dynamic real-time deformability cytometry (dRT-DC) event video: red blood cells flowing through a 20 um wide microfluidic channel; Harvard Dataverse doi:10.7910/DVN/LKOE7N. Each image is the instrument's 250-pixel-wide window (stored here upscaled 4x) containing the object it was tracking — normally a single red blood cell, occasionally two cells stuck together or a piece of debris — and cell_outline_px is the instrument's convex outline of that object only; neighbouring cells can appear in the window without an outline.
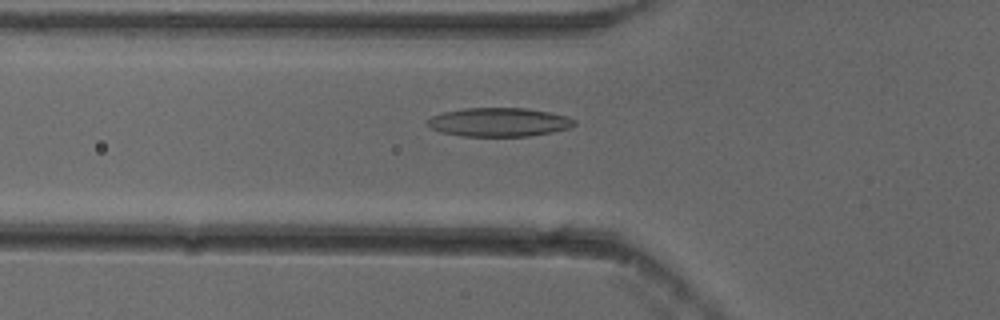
{"species": "common noctule bat (a hibernating species)", "species_latin": "Nyctalus noctula", "temperature_condition": "cold", "stored_images_in_passage": 45, "camera_frame_rate_fps": 3000, "um_per_image_px": 0.085, "animal": {"sex": "female"}, "frame": {"image": 1, "passage_image": 10, "time_ms": 3.0, "image_size_px": [1000, 320], "cell_outline_px": [[576, 124], [568, 128], [552, 132], [528, 136], [460, 136], [440, 132], [432, 128], [424, 120], [432, 116], [444, 112], [464, 108], [528, 108], [568, 116], [576, 120]], "centroid_in_image_um": [42.4, 10.38], "position_along_channel_um": 83.4, "area_um2": 24.68}}
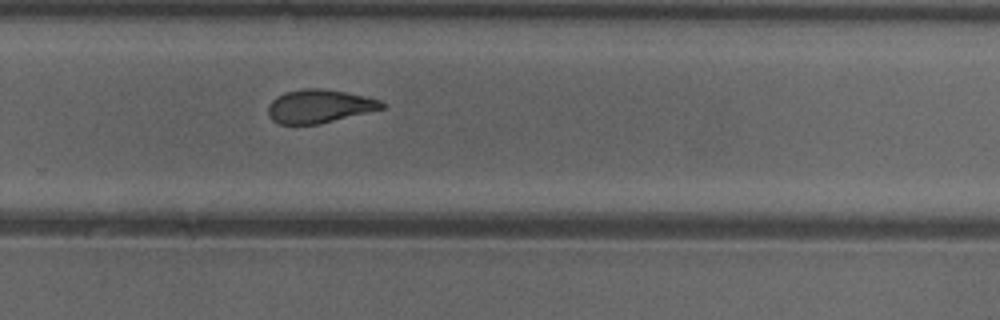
{"frame": {"image": 2, "passage_image": 27, "time_ms": 8.667, "image_size_px": [1000, 320], "cell_outline_px": [[384, 108], [320, 124], [280, 124], [272, 120], [268, 116], [268, 104], [276, 96], [284, 92], [308, 88], [320, 88], [344, 92], [364, 96], [380, 100], [384, 104]], "centroid_in_image_um": [27.09, 9.03], "position_along_channel_um": 302.7, "area_um2": 22.02}}
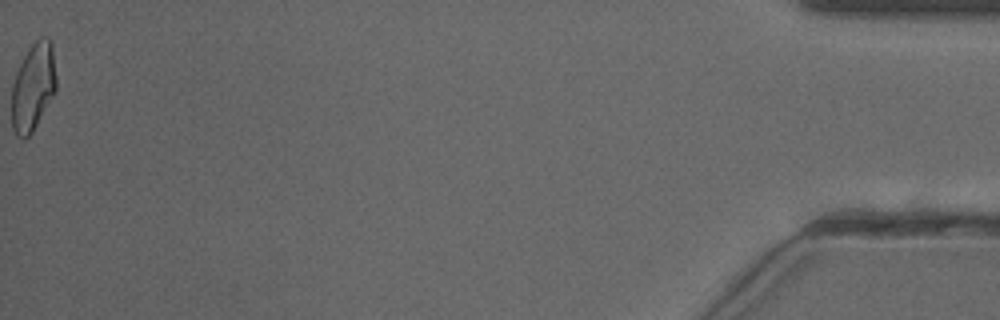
{"frame": {"image": 3, "passage_image": 45, "time_ms": 14.667, "image_size_px": [1000, 320], "cell_outline_px": [[56, 92], [32, 132], [24, 140], [16, 136], [12, 128], [12, 84], [16, 72], [28, 48], [40, 36], [48, 36], [52, 40], [56, 76]], "centroid_in_image_um": [2.83, 7.37], "position_along_channel_um": 432.4, "area_um2": 23.12}, "authors_computed_cell_mechanics": {"area_um2": 22.8888, "velocity_mm_per_s": 3.852, "shape_relaxation_time_tau1_ms": 6.0709, "shape_relaxation_time_tau2_ms": 3.6105, "deformation_change_tau1": 0.1758, "deformation_change_tau2": 0.1172}}